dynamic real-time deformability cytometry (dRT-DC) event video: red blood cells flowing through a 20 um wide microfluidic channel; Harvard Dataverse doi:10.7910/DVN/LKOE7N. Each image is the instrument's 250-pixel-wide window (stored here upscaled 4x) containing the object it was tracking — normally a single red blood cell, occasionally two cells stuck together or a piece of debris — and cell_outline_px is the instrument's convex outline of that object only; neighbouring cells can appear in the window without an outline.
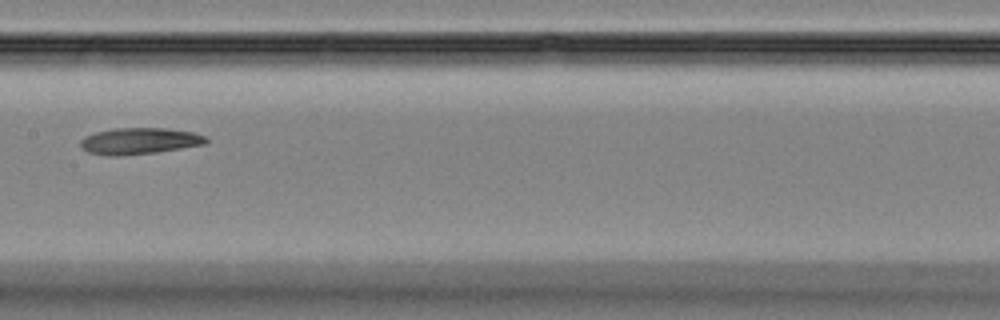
{"species": "Egyptian fruit bat (a non-hibernating species)", "species_latin": "Rousettus aegyptiacus", "temperature_condition": "room temperature", "stored_images_in_passage": 4, "camera_frame_rate_fps": 3000, "um_per_image_px": 0.085, "animal": {"sex": "female"}, "frame": {"image": 1, "passage_image": 4, "time_ms": 3.333, "image_size_px": [1000, 320], "cell_outline_px": [[208, 144], [156, 152], [120, 156], [108, 156], [88, 152], [80, 148], [80, 140], [84, 136], [96, 132], [112, 128], [168, 128], [192, 132], [208, 136]], "centroid_in_image_um": [11.85, 11.98], "position_along_channel_um": 195.5, "area_um2": 19.65}}